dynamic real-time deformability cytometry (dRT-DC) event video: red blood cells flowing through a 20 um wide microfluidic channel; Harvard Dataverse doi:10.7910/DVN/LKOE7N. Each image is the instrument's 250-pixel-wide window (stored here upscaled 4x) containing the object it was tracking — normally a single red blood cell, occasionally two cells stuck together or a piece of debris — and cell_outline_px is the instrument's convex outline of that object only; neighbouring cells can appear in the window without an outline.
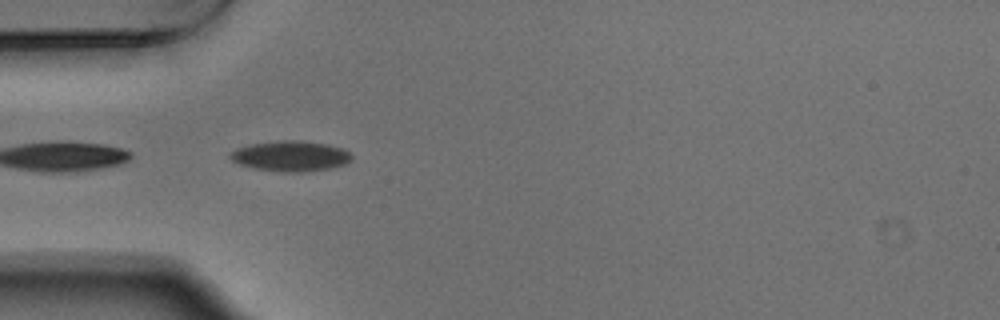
{"species": "Egyptian fruit bat (a non-hibernating species)", "species_latin": "Rousettus aegyptiacus", "temperature_condition": "warm", "stored_images_in_passage": 3, "camera_frame_rate_fps": 3000, "um_per_image_px": 0.085, "animal": {"sex": "male"}, "frame": {"image": 1, "passage_image": 1, "time_ms": 0.0, "image_size_px": [1000, 320], "cell_outline_px": [[352, 160], [344, 164], [332, 168], [300, 172], [284, 172], [256, 168], [240, 164], [232, 160], [228, 156], [236, 148], [252, 144], [280, 140], [300, 140], [328, 144], [340, 148], [348, 152], [352, 156]], "centroid_in_image_um": [24.71, 13.26], "position_along_channel_um": 60.3, "area_um2": 21.33}}